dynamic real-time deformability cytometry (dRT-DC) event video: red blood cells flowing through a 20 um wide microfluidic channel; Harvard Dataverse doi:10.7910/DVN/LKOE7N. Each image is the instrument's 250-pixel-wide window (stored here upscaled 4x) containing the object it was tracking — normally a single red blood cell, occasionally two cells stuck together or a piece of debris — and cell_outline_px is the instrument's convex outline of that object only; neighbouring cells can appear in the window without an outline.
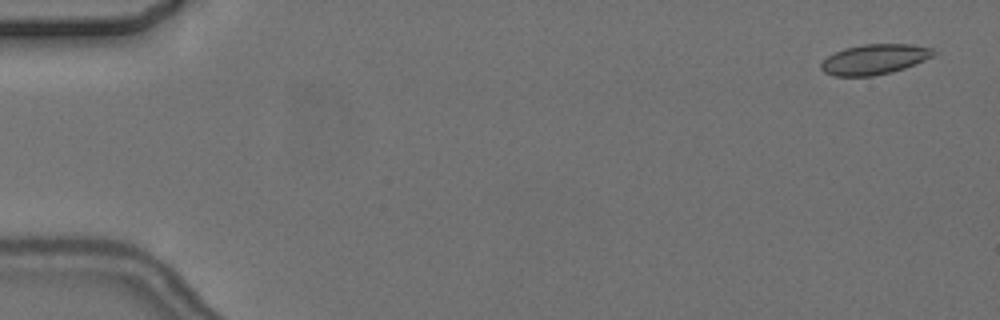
{"species": "common noctule bat (a hibernating species)", "species_latin": "Nyctalus noctula", "temperature_condition": "cold", "stored_images_in_passage": 5, "camera_frame_rate_fps": 3000, "um_per_image_px": 0.085, "animal": {"sex": "female", "body_mass_g": 24.6, "forearm_length_mm": 56.2}, "frame": {"image": 1, "passage_image": 1, "time_ms": 0.0, "image_size_px": [1000, 320], "cell_outline_px": [[940, 52], [924, 60], [904, 68], [892, 72], [872, 76], [832, 76], [824, 72], [820, 68], [820, 64], [828, 56], [844, 48], [864, 44], [912, 44], [932, 48]], "centroid_in_image_um": [74.34, 5.04], "position_along_channel_um": 10.7, "area_um2": 19.83}}